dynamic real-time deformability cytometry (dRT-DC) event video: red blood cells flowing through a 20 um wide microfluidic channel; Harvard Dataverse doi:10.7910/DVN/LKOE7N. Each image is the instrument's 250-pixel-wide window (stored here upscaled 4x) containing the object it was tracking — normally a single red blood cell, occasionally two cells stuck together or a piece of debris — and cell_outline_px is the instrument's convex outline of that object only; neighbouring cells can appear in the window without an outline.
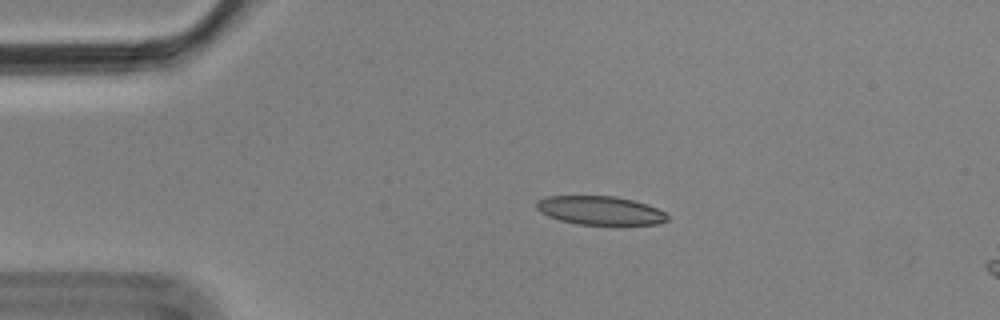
{"species": "Egyptian fruit bat (a non-hibernating species)", "species_latin": "Rousettus aegyptiacus", "temperature_condition": "cold", "stored_images_in_passage": 5, "segment_of_instrument_passage": [1, 2], "camera_frame_rate_fps": 3000, "um_per_image_px": 0.085, "animal": {"sex": "male"}, "frame": {"image": 1, "passage_image": 3, "time_ms": 0.667, "image_size_px": [1000, 320], "cell_outline_px": [[668, 220], [660, 224], [576, 224], [560, 220], [548, 216], [540, 212], [536, 208], [536, 200], [548, 196], [616, 196], [648, 204], [664, 212], [668, 216]], "centroid_in_image_um": [50.99, 17.88], "position_along_channel_um": 34.0, "area_um2": 21.85}}